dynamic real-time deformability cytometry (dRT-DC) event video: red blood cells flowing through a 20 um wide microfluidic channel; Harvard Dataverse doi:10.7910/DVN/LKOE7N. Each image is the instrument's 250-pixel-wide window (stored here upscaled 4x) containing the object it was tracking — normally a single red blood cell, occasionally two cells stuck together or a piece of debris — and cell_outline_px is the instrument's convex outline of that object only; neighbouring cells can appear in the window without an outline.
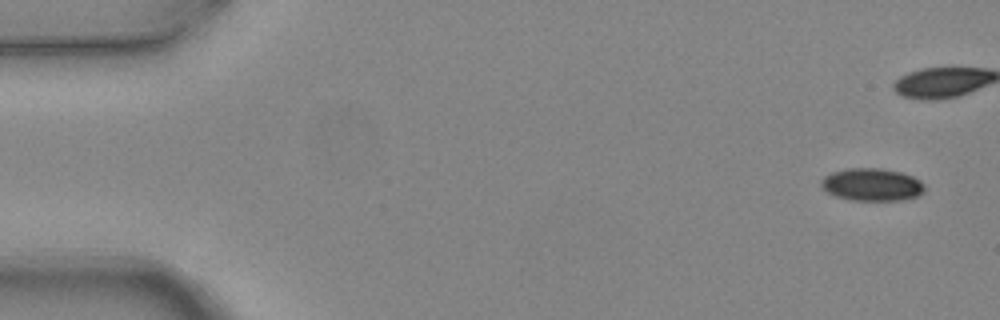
{"species": "common noctule bat (a hibernating species)", "species_latin": "Nyctalus noctula", "temperature_condition": "warm", "stored_images_in_passage": 4, "camera_frame_rate_fps": 3000, "um_per_image_px": 0.085, "animal": {"sex": "female", "body_mass_g": 24.6, "forearm_length_mm": 56.2}, "frame": {"image": 1, "passage_image": 1, "time_ms": 0.0, "image_size_px": [1000, 320], "cell_outline_px": [[924, 192], [916, 196], [900, 200], [852, 200], [836, 196], [820, 188], [820, 180], [824, 176], [832, 172], [848, 168], [880, 168], [900, 172], [912, 176], [920, 180], [924, 184]], "centroid_in_image_um": [74.08, 15.68], "position_along_channel_um": 10.9, "area_um2": 19.65}}